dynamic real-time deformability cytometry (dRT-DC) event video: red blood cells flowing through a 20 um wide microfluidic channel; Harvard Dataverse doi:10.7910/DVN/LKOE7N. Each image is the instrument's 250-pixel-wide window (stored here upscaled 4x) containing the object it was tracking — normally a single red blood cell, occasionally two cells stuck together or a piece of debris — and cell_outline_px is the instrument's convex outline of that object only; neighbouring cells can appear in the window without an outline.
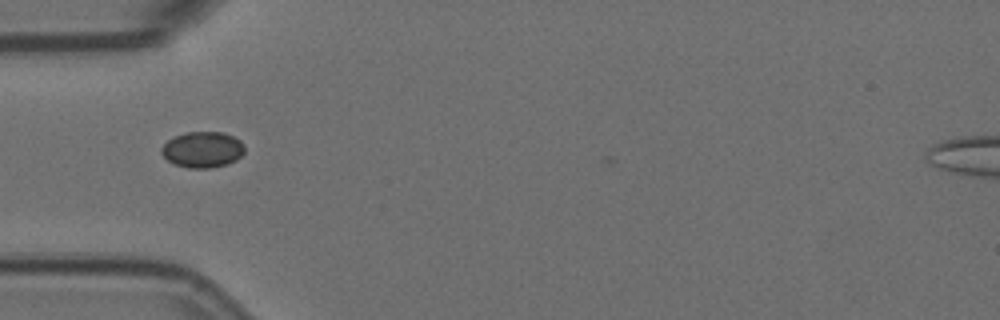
{"species": "Egyptian fruit bat (a non-hibernating species)", "species_latin": "Rousettus aegyptiacus", "temperature_condition": "room temperature", "stored_images_in_passage": 41, "camera_frame_rate_fps": 3000, "um_per_image_px": 0.085, "animal": {"sex": "female"}, "frame": {"image": 1, "passage_image": 1, "time_ms": 0.0, "image_size_px": [1000, 320], "cell_outline_px": [[244, 152], [236, 160], [228, 164], [208, 168], [188, 168], [176, 164], [168, 160], [160, 152], [160, 148], [168, 140], [176, 136], [188, 132], [224, 132], [240, 140], [244, 144]], "centroid_in_image_um": [17.23, 12.71], "position_along_channel_um": 67.8, "area_um2": 17.34}}
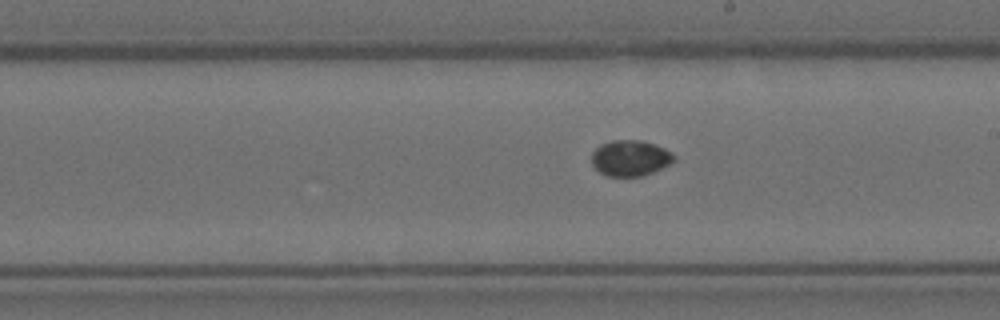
{"frame": {"image": 2, "passage_image": 15, "time_ms": 4.667, "image_size_px": [1000, 320], "cell_outline_px": [[676, 160], [652, 172], [640, 176], [608, 176], [600, 172], [592, 164], [592, 152], [600, 144], [612, 140], [640, 140], [664, 148], [672, 152], [676, 156]], "centroid_in_image_um": [53.56, 13.43], "position_along_channel_um": 235.4, "area_um2": 17.05}}
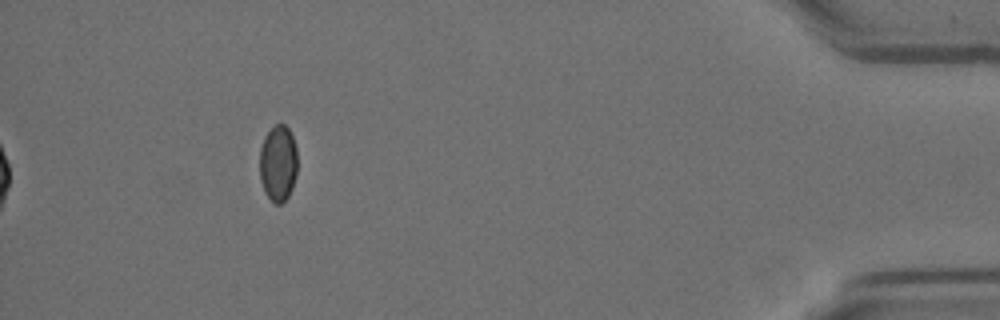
{"frame": {"image": 3, "passage_image": 35, "time_ms": 11.333, "image_size_px": [1000, 320], "cell_outline_px": [[296, 176], [292, 188], [288, 196], [280, 204], [276, 204], [264, 192], [260, 180], [260, 148], [264, 136], [276, 124], [284, 124], [288, 128], [292, 136], [296, 148]], "centroid_in_image_um": [23.63, 13.88], "position_along_channel_um": 411.6, "area_um2": 16.7}}